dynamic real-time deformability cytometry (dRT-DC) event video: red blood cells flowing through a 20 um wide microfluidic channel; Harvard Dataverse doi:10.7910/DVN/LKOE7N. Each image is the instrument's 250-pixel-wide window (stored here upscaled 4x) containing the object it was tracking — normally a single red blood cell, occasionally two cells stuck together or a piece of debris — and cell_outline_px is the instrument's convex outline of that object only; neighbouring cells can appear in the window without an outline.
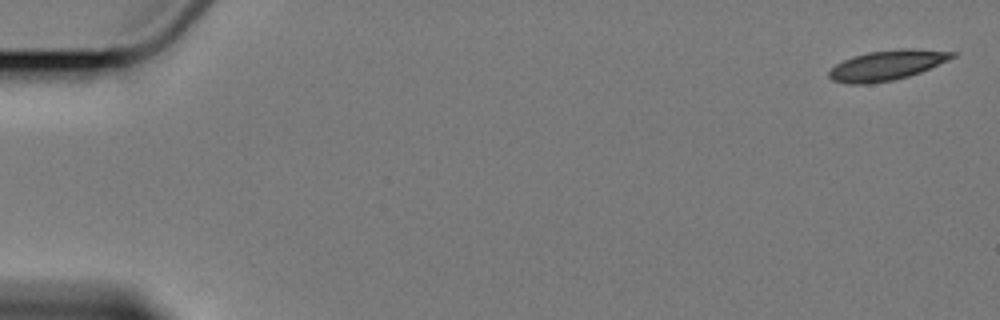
{"species": "Egyptian fruit bat (a non-hibernating species)", "species_latin": "Rousettus aegyptiacus", "temperature_condition": "cold", "stored_images_in_passage": 7, "camera_frame_rate_fps": 3000, "um_per_image_px": 0.085, "animal": {"sex": "female"}, "frame": {"image": 1, "passage_image": 1, "time_ms": 0.0, "image_size_px": [1000, 320], "cell_outline_px": [[956, 56], [920, 72], [908, 76], [892, 80], [868, 84], [848, 84], [832, 80], [828, 76], [828, 72], [836, 64], [852, 56], [868, 52], [896, 48], [916, 48], [956, 52]], "centroid_in_image_um": [75.37, 5.53], "position_along_channel_um": 9.6, "area_um2": 21.56}}
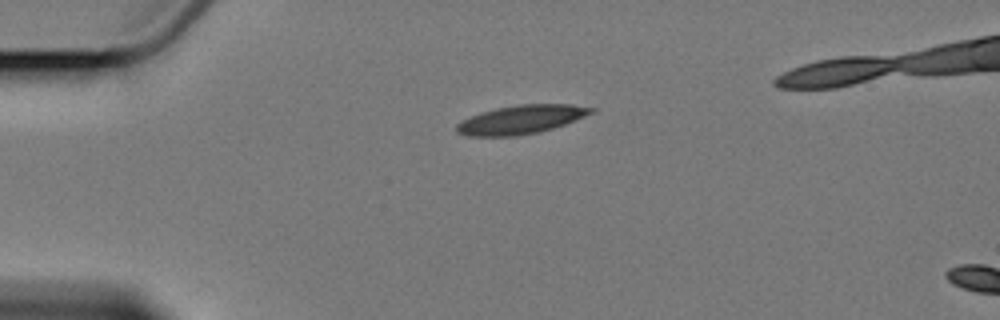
{"frame": {"image": 2, "passage_image": 5, "time_ms": 4.333, "image_size_px": [1000, 320], "cell_outline_px": [[596, 108], [592, 112], [584, 116], [564, 124], [540, 132], [516, 136], [468, 136], [456, 132], [456, 124], [460, 120], [480, 112], [496, 108], [516, 104], [572, 104]], "centroid_in_image_um": [44.24, 10.16], "position_along_channel_um": 40.8, "area_um2": 22.54}}